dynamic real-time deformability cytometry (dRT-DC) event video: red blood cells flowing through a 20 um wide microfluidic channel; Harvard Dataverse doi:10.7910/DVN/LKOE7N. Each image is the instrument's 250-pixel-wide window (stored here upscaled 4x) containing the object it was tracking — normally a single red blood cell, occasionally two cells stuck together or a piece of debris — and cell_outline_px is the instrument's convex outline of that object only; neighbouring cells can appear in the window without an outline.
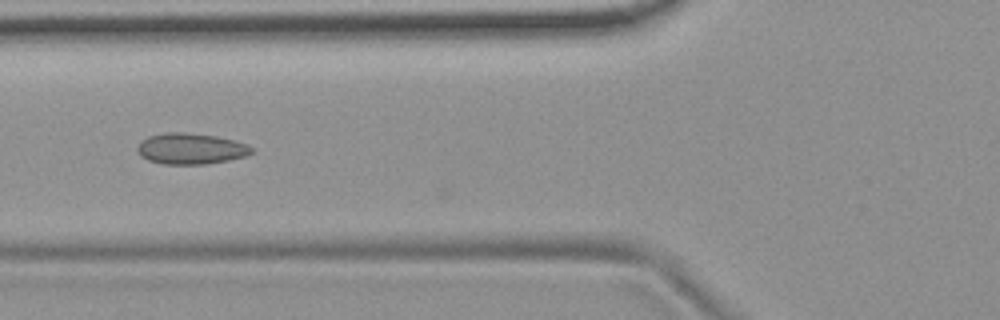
{"species": "common noctule bat (a hibernating species)", "species_latin": "Nyctalus noctula", "temperature_condition": "room temperature", "stored_images_in_passage": 9, "camera_frame_rate_fps": 3000, "um_per_image_px": 0.085, "animal": {"sex": "female", "body_mass_g": 19.9}, "frame": {"image": 1, "passage_image": 5, "time_ms": 4.667, "image_size_px": [1000, 320], "cell_outline_px": [[256, 148], [248, 156], [208, 164], [164, 164], [148, 160], [140, 156], [136, 148], [140, 140], [148, 136], [168, 132], [184, 132], [216, 136], [236, 140], [248, 144]], "centroid_in_image_um": [16.25, 12.63], "position_along_channel_um": 109.6, "area_um2": 20.98}}
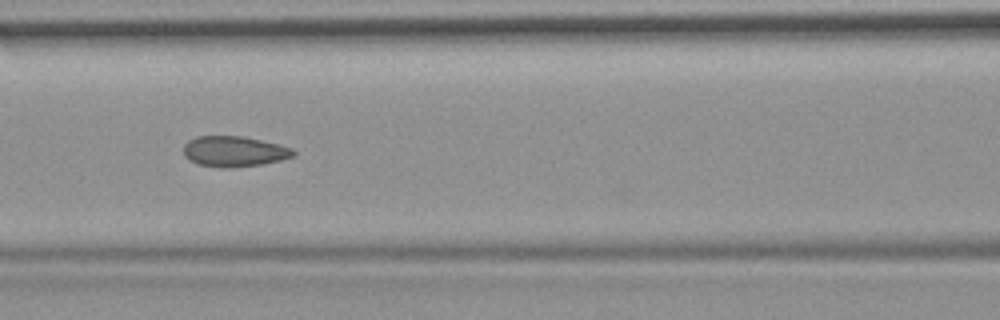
{"frame": {"image": 2, "passage_image": 6, "time_ms": 5.667, "image_size_px": [1000, 320], "cell_outline_px": [[296, 156], [264, 164], [228, 168], [224, 168], [196, 164], [188, 160], [184, 156], [184, 144], [188, 140], [196, 136], [244, 136], [292, 148], [296, 152]], "centroid_in_image_um": [19.88, 12.88], "position_along_channel_um": 146.7, "area_um2": 19.71}}